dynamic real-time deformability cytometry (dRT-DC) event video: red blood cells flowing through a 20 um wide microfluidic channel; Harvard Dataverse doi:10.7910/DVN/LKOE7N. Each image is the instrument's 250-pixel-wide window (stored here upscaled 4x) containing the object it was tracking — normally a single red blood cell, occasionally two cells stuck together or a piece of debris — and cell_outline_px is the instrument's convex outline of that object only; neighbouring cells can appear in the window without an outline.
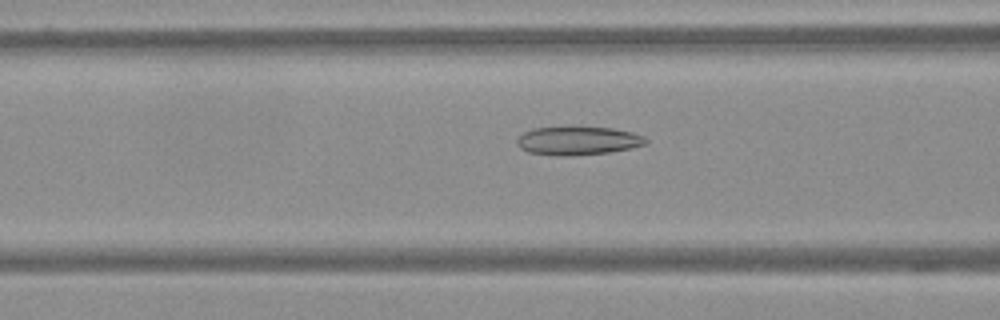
{"species": "Egyptian fruit bat (a non-hibernating species)", "species_latin": "Rousettus aegyptiacus", "temperature_condition": "warm", "stored_images_in_passage": 61, "camera_frame_rate_fps": 3000, "um_per_image_px": 0.085, "frame": {"image": 1, "passage_image": 25, "time_ms": 8.0, "image_size_px": [1000, 320], "cell_outline_px": [[648, 140], [644, 144], [628, 148], [608, 152], [572, 156], [556, 156], [528, 152], [520, 148], [516, 144], [516, 140], [524, 132], [532, 128], [612, 128], [632, 132], [644, 136]], "centroid_in_image_um": [49.08, 11.98], "position_along_channel_um": 117.5, "area_um2": 21.04}}
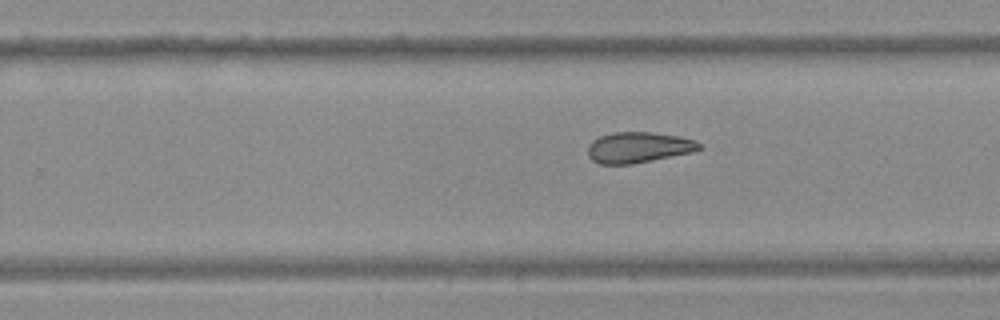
{"frame": {"image": 2, "passage_image": 39, "time_ms": 12.667, "image_size_px": [1000, 320], "cell_outline_px": [[704, 148], [692, 152], [632, 164], [600, 164], [592, 160], [588, 156], [588, 144], [592, 140], [600, 136], [612, 132], [652, 132], [680, 136], [692, 140], [700, 144]], "centroid_in_image_um": [54.24, 12.52], "position_along_channel_um": 275.6, "area_um2": 20.0}}
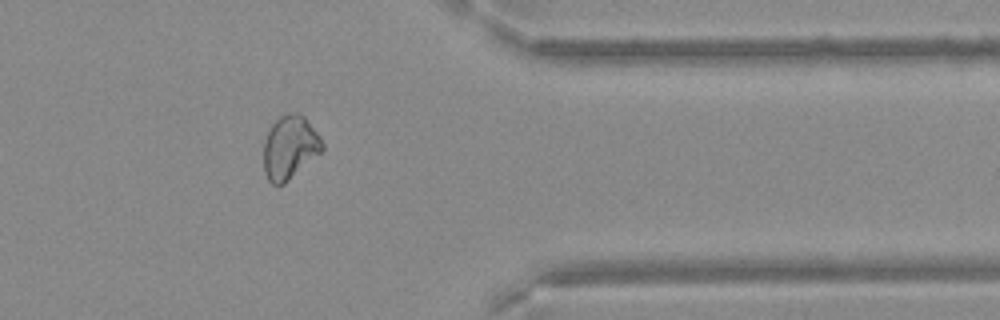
{"frame": {"image": 3, "passage_image": 50, "time_ms": 16.333, "image_size_px": [1000, 320], "cell_outline_px": [[324, 148], [320, 152], [284, 184], [272, 184], [268, 180], [264, 172], [264, 140], [272, 124], [280, 116], [288, 112], [300, 112], [304, 116], [320, 136], [324, 144]], "centroid_in_image_um": [24.62, 12.5], "position_along_channel_um": 386.8, "area_um2": 21.56}}